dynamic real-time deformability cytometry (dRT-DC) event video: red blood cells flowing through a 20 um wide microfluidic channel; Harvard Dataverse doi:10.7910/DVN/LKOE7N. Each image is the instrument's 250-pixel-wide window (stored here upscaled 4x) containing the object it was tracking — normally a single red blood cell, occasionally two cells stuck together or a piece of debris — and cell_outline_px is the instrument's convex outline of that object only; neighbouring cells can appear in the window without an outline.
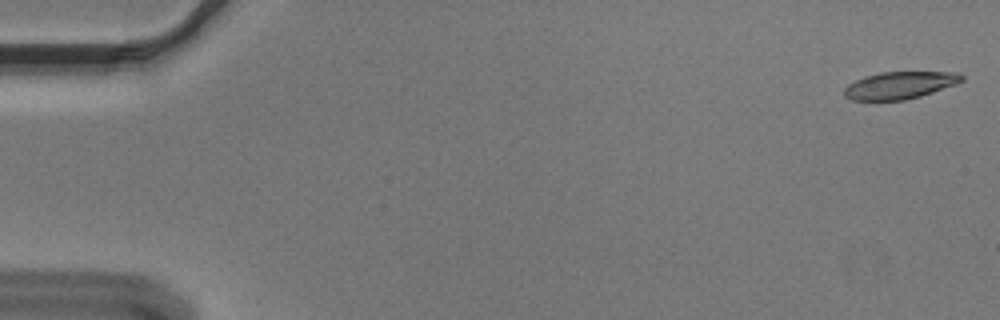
{"species": "Egyptian fruit bat (a non-hibernating species)", "species_latin": "Rousettus aegyptiacus", "temperature_condition": "cold", "stored_images_in_passage": 15, "camera_frame_rate_fps": 3000, "um_per_image_px": 0.085, "animal": {"sex": "male"}, "frame": {"image": 1, "passage_image": 1, "time_ms": 0.0, "image_size_px": [1000, 320], "cell_outline_px": [[964, 80], [956, 84], [920, 96], [904, 100], [852, 100], [844, 96], [844, 88], [848, 84], [864, 76], [880, 72], [956, 72], [964, 76]], "centroid_in_image_um": [76.47, 7.24], "position_along_channel_um": 8.5, "area_um2": 18.61}}
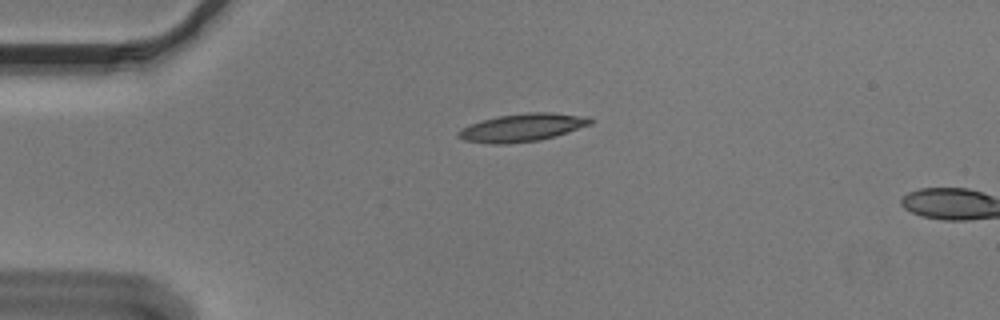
{"frame": {"image": 2, "passage_image": 13, "time_ms": 4.0, "image_size_px": [1000, 320], "cell_outline_px": [[592, 124], [556, 136], [540, 140], [508, 144], [492, 144], [464, 140], [456, 136], [456, 132], [460, 128], [480, 120], [496, 116], [528, 112], [552, 112], [588, 116], [592, 120]], "centroid_in_image_um": [44.37, 10.84], "position_along_channel_um": 40.6, "area_um2": 21.79}}